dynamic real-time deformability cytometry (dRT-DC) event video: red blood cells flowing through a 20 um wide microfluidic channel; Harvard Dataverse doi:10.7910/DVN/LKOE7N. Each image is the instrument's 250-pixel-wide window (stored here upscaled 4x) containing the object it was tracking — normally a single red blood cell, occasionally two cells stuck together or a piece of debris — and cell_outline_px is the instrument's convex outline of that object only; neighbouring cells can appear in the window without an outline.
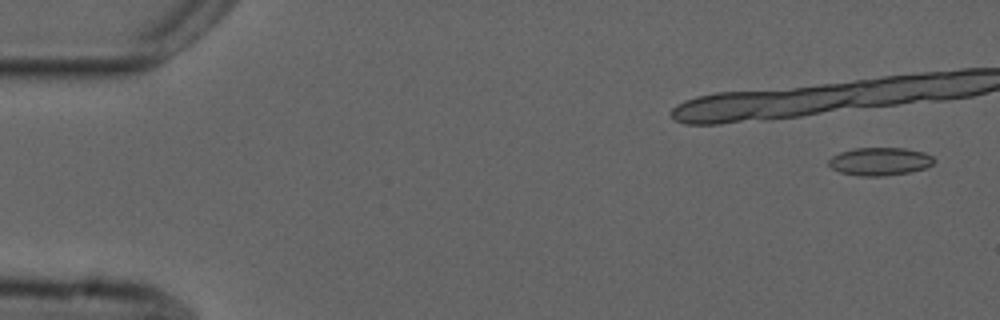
{"species": "common noctule bat (a hibernating species)", "species_latin": "Nyctalus noctula", "temperature_condition": "cold", "stored_images_in_passage": 7, "camera_frame_rate_fps": 3000, "um_per_image_px": 0.085, "animal": {"sex": "male", "forearm_length_mm": 52.5}, "frame": {"image": 1, "passage_image": 1, "time_ms": 0.0, "image_size_px": [1000, 320], "cell_outline_px": [[936, 160], [932, 164], [924, 168], [908, 172], [884, 176], [860, 176], [840, 172], [832, 168], [828, 164], [828, 160], [832, 156], [840, 152], [856, 148], [904, 148], [924, 152], [932, 156]], "centroid_in_image_um": [74.78, 13.72], "position_along_channel_um": 10.2, "area_um2": 17.11}}